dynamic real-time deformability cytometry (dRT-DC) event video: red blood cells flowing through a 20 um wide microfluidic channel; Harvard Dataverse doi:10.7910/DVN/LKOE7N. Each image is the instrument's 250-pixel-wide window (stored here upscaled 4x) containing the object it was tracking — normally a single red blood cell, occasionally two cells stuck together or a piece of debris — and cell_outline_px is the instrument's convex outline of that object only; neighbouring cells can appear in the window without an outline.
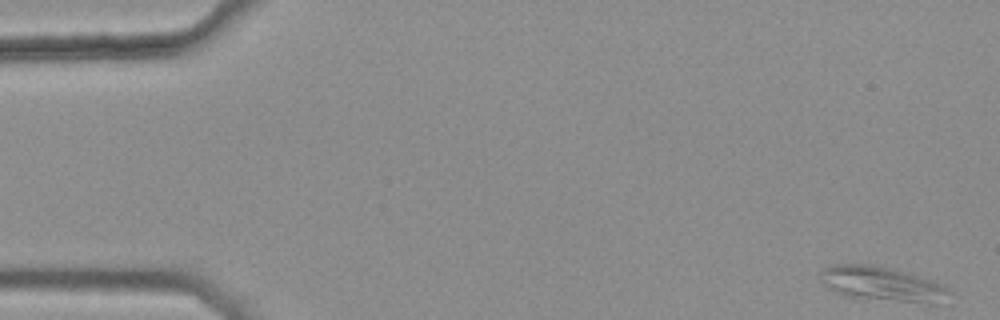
{"species": "common noctule bat (a hibernating species)", "species_latin": "Nyctalus noctula", "temperature_condition": "warm", "stored_images_in_passage": 44, "camera_frame_rate_fps": 3000, "um_per_image_px": 0.085, "animal": {"sex": "female", "body_mass_g": 25.1}, "frame": {"image": 1, "passage_image": 1, "time_ms": 0.0, "image_size_px": [1000, 320], "cell_outline_px": [[952, 292], [940, 304], [928, 304], [844, 296], [832, 292], [820, 280], [820, 272], [824, 268], [832, 264], [872, 264], [888, 268], [944, 284]], "centroid_in_image_um": [74.97, 24.15], "position_along_channel_um": 10.0, "area_um2": 26.01}}
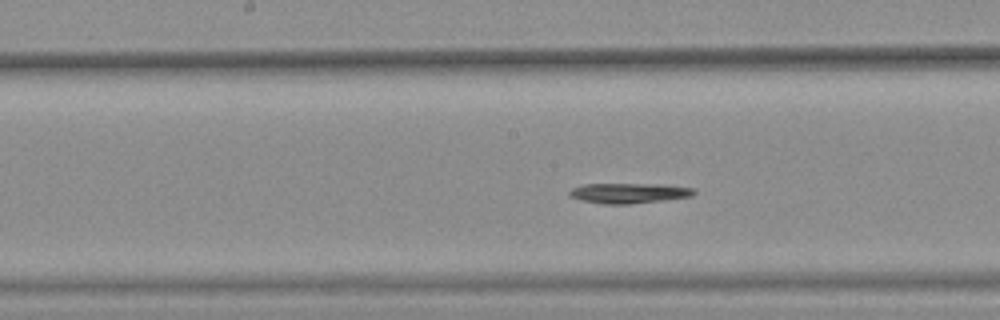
{"frame": {"image": 2, "passage_image": 26, "time_ms": 8.333, "image_size_px": [1000, 320], "cell_outline_px": [[696, 192], [692, 196], [628, 204], [604, 204], [580, 200], [568, 196], [568, 192], [572, 188], [584, 184], [664, 184], [692, 188]], "centroid_in_image_um": [53.4, 16.41], "position_along_channel_um": 194.8, "area_um2": 14.57}}
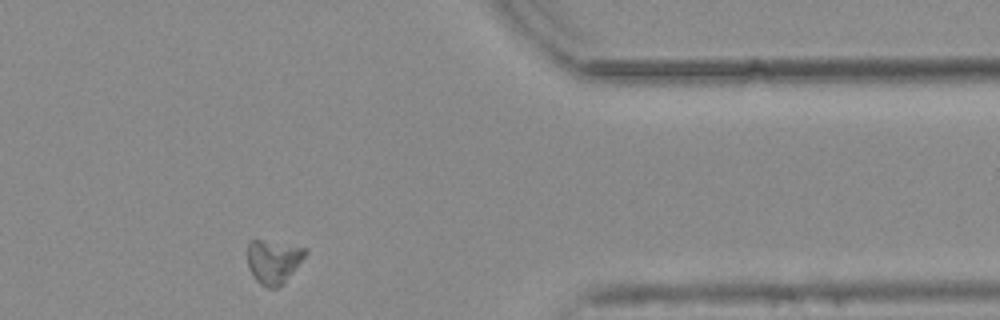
{"frame": {"image": 3, "passage_image": 43, "time_ms": 14.0, "image_size_px": [1000, 320], "cell_outline_px": [[308, 252], [284, 284], [276, 288], [268, 288], [260, 284], [256, 280], [248, 268], [248, 240], [260, 240], [308, 248]], "centroid_in_image_um": [23.25, 22.24], "position_along_channel_um": 388.2, "area_um2": 14.74}}